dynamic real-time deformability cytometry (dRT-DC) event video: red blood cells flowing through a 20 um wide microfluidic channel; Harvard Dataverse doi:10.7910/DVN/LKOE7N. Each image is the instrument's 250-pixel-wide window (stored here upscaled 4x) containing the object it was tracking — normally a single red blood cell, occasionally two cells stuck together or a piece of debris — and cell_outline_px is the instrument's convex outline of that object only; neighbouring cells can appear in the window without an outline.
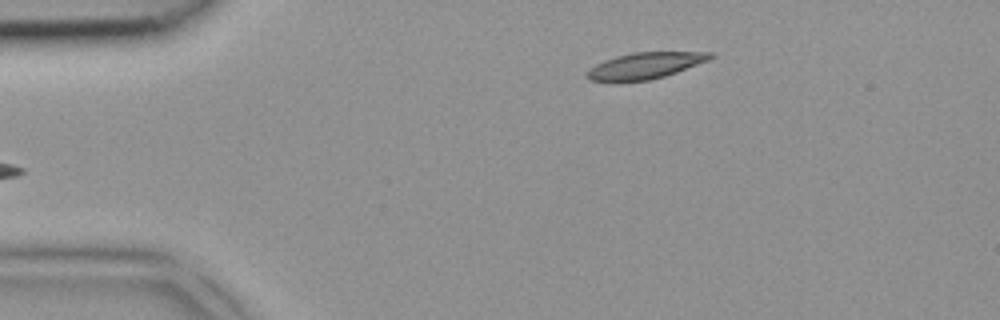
{"species": "common noctule bat (a hibernating species)", "species_latin": "Nyctalus noctula", "temperature_condition": "room temperature", "stored_images_in_passage": 4, "camera_frame_rate_fps": 3000, "um_per_image_px": 0.085, "animal": {"sex": "female", "body_mass_g": 18.4}, "frame": {"image": 1, "passage_image": 4, "time_ms": 1.0, "image_size_px": [1000, 320], "cell_outline_px": [[716, 56], [708, 60], [676, 72], [664, 76], [648, 80], [588, 80], [584, 76], [588, 68], [604, 60], [616, 56], [632, 52], [712, 52]], "centroid_in_image_um": [54.82, 5.56], "position_along_channel_um": 30.2, "area_um2": 18.61}}